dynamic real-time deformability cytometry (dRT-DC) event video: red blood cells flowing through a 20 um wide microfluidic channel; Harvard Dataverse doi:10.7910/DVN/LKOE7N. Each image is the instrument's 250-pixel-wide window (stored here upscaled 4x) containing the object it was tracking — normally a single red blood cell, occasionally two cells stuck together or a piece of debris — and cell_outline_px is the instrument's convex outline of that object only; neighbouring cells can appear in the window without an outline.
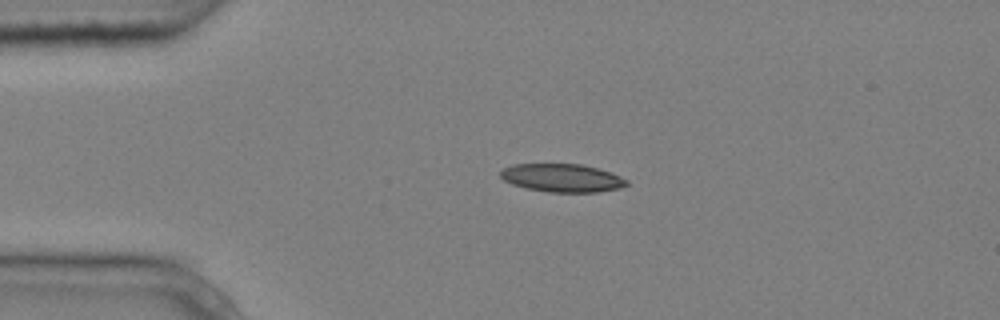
{"species": "common noctule bat (a hibernating species)", "species_latin": "Nyctalus noctula", "temperature_condition": "cold", "stored_images_in_passage": 4, "camera_frame_rate_fps": 3000, "um_per_image_px": 0.085, "animal": {"sex": "male", "body_mass_g": 20.4}, "frame": {"image": 1, "passage_image": 3, "time_ms": 0.667, "image_size_px": [1000, 320], "cell_outline_px": [[628, 184], [620, 188], [596, 192], [548, 192], [524, 188], [512, 184], [504, 180], [500, 176], [500, 172], [504, 168], [512, 164], [580, 164], [612, 172], [628, 180]], "centroid_in_image_um": [47.77, 15.12], "position_along_channel_um": 37.2, "area_um2": 20.75}}